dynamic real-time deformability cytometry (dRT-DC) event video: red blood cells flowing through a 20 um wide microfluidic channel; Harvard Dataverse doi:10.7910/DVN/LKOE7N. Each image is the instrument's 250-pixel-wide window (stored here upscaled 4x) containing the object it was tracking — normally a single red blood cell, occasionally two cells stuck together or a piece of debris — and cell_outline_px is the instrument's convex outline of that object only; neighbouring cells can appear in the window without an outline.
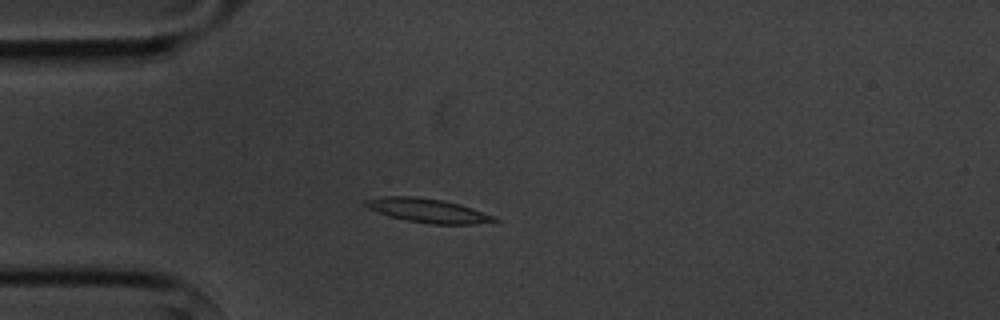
{"species": "common noctule bat (a hibernating species)", "species_latin": "Nyctalus noctula", "temperature_condition": "cold", "stored_images_in_passage": 4, "camera_frame_rate_fps": 3000, "um_per_image_px": 0.085, "animal": {"sex": "male", "body_mass_g": 20.1, "forearm_length_mm": 53.5}, "frame": {"image": 1, "passage_image": 3, "time_ms": 3.333, "image_size_px": [1000, 320], "cell_outline_px": [[500, 220], [476, 224], [432, 224], [408, 220], [388, 216], [368, 208], [364, 204], [364, 200], [384, 196], [416, 196], [444, 200], [460, 204], [496, 216]], "centroid_in_image_um": [36.38, 17.89], "position_along_channel_um": 48.6, "area_um2": 18.03}}